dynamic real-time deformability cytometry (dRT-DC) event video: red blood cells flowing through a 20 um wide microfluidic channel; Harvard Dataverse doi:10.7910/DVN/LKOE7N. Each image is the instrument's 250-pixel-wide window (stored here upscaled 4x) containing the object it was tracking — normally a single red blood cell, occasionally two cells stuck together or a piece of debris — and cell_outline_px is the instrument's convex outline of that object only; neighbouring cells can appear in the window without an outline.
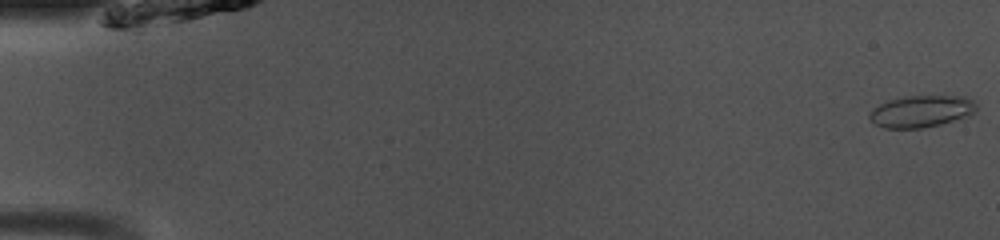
{"species": "common noctule bat (a hibernating species)", "species_latin": "Nyctalus noctula", "temperature_condition": "room temperature", "stored_images_in_passage": 48, "camera_frame_rate_fps": 3000, "um_per_image_px": 0.085, "animal": {"sex": "male", "body_mass_g": 13.0, "forearm_length_mm": 53.1}, "frame": {"image": 1, "passage_image": 1, "time_ms": 0.0, "image_size_px": [1000, 240], "cell_outline_px": [[976, 112], [968, 116], [940, 124], [924, 128], [884, 128], [876, 124], [868, 116], [872, 108], [880, 104], [904, 96], [964, 96], [972, 100], [976, 104]], "centroid_in_image_um": [78.32, 9.46], "position_along_channel_um": 6.7, "area_um2": 19.71}}
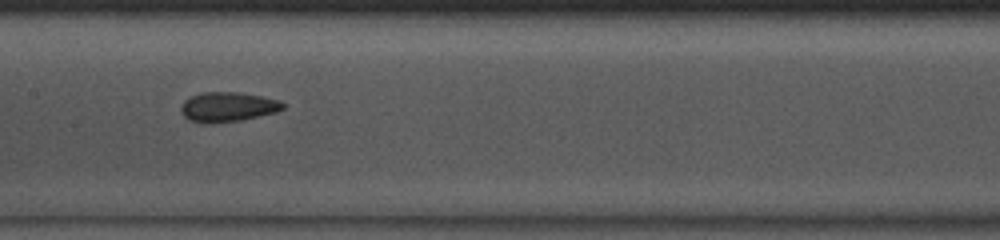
{"frame": {"image": 2, "passage_image": 25, "time_ms": 8.0, "image_size_px": [1000, 240], "cell_outline_px": [[284, 108], [276, 112], [240, 120], [204, 124], [200, 124], [188, 120], [184, 116], [180, 108], [184, 100], [192, 96], [204, 92], [236, 92], [260, 96], [280, 100], [284, 104]], "centroid_in_image_um": [19.33, 9.1], "position_along_channel_um": 188.1, "area_um2": 17.57}}
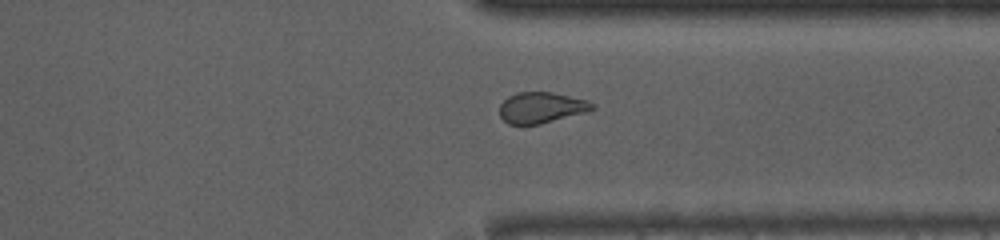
{"frame": {"image": 3, "passage_image": 38, "time_ms": 12.333, "image_size_px": [1000, 240], "cell_outline_px": [[596, 108], [584, 112], [540, 124], [508, 124], [500, 116], [500, 104], [508, 96], [516, 92], [552, 92], [584, 100], [592, 104]], "centroid_in_image_um": [45.95, 9.14], "position_along_channel_um": 365.5, "area_um2": 16.36}}